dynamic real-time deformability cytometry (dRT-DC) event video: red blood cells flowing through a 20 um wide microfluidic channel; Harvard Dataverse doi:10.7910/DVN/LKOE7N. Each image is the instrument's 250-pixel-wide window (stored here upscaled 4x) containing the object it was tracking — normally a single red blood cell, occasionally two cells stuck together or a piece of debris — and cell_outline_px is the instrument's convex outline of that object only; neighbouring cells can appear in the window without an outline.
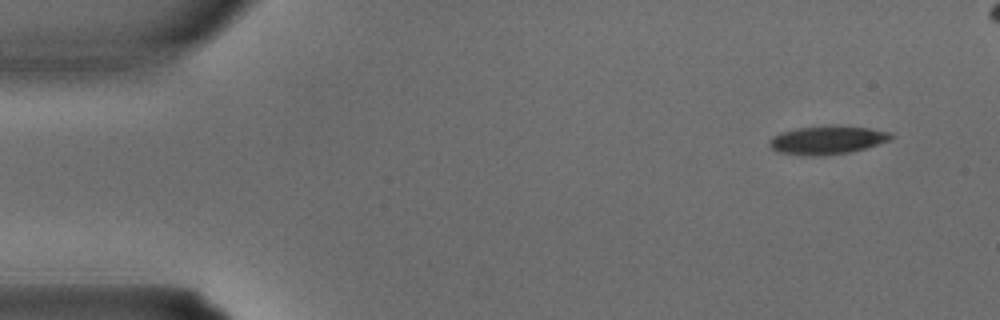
{"species": "common noctule bat (a hibernating species)", "species_latin": "Nyctalus noctula", "temperature_condition": "warm", "stored_images_in_passage": 4, "camera_frame_rate_fps": 3000, "um_per_image_px": 0.085, "animal": {"sex": "male", "body_mass_g": 15.6}, "frame": {"image": 1, "passage_image": 1, "time_ms": 0.0, "image_size_px": [1000, 320], "cell_outline_px": [[892, 136], [888, 140], [864, 148], [848, 152], [824, 156], [808, 156], [780, 152], [772, 148], [768, 144], [768, 140], [772, 136], [780, 132], [796, 128], [868, 128], [888, 132]], "centroid_in_image_um": [70.2, 11.95], "position_along_channel_um": 14.8, "area_um2": 19.07}}